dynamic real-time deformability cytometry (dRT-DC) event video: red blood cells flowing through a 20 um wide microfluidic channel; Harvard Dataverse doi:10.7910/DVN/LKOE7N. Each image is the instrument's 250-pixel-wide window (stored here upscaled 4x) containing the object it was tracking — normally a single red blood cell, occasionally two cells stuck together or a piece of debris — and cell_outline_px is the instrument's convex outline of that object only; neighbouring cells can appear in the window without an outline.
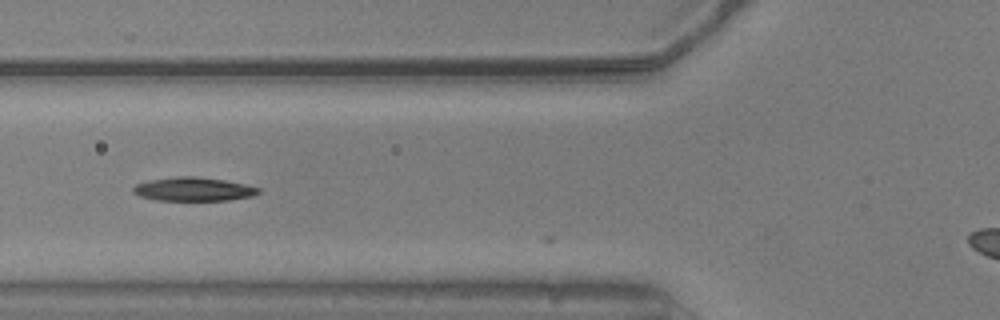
{"species": "common noctule bat (a hibernating species)", "species_latin": "Nyctalus noctula", "temperature_condition": "warm", "stored_images_in_passage": 4, "camera_frame_rate_fps": 3000, "um_per_image_px": 0.085, "animal": {"sex": "male", "body_mass_g": 20.5, "forearm_length_mm": 52.5}, "frame": {"image": 1, "passage_image": 2, "time_ms": 0.333, "image_size_px": [1000, 320], "cell_outline_px": [[260, 192], [252, 196], [228, 200], [156, 200], [140, 196], [132, 192], [132, 188], [136, 184], [148, 180], [176, 176], [196, 176], [224, 180], [244, 184], [260, 188]], "centroid_in_image_um": [16.42, 16.07], "position_along_channel_um": 109.4, "area_um2": 17.28}}